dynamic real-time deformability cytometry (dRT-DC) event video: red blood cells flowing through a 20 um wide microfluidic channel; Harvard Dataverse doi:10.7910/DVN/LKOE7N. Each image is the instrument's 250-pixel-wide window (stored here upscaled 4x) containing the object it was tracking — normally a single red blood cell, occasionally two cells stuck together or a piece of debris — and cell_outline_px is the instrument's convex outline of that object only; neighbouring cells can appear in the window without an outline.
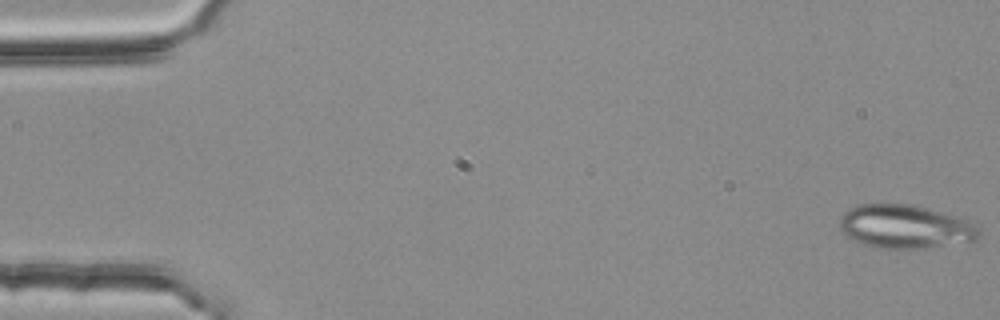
{"species": "common noctule bat (a hibernating species)", "species_latin": "Nyctalus noctula", "temperature_condition": "room temperature", "stored_images_in_passage": 14, "camera_frame_rate_fps": 3000, "um_per_image_px": 0.085, "animal": {"sex": "female", "body_mass_g": 25.1}, "frame": {"image": 1, "passage_image": 1, "time_ms": 0.0, "image_size_px": [1000, 320], "cell_outline_px": [[980, 236], [976, 240], [924, 248], [876, 248], [864, 244], [848, 236], [840, 228], [840, 216], [844, 212], [856, 204], [912, 204], [928, 208], [968, 220], [980, 228]], "centroid_in_image_um": [76.94, 19.25], "position_along_channel_um": 8.1, "area_um2": 35.2}}